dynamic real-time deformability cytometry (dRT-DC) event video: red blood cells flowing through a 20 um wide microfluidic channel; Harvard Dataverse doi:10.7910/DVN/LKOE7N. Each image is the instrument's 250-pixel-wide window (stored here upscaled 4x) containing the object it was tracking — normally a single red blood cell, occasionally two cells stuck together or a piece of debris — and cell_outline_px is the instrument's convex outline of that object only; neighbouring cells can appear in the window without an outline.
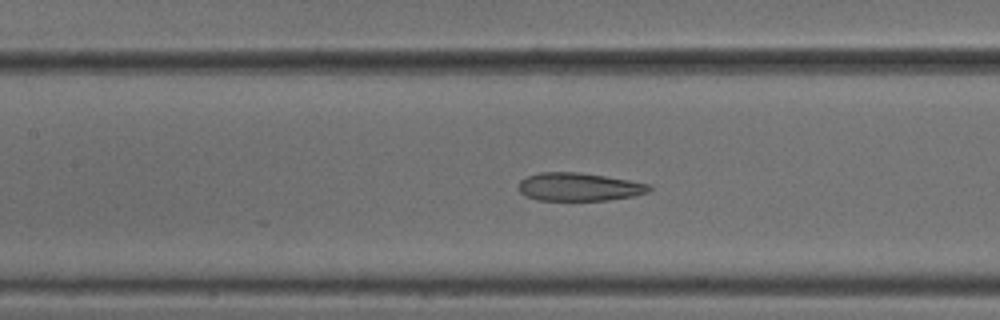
{"species": "common noctule bat (a hibernating species)", "species_latin": "Nyctalus noctula", "temperature_condition": "cold", "stored_images_in_passage": 54, "camera_frame_rate_fps": 3000, "um_per_image_px": 0.085, "animal": {"sex": "male", "body_mass_g": 18.8}, "frame": {"image": 1, "passage_image": 24, "time_ms": 7.667, "image_size_px": [1000, 320], "cell_outline_px": [[652, 188], [648, 192], [632, 196], [608, 200], [540, 200], [524, 196], [520, 192], [520, 180], [528, 176], [540, 172], [576, 172], [604, 176], [652, 184]], "centroid_in_image_um": [49.23, 15.88], "position_along_channel_um": 158.2, "area_um2": 21.27}}
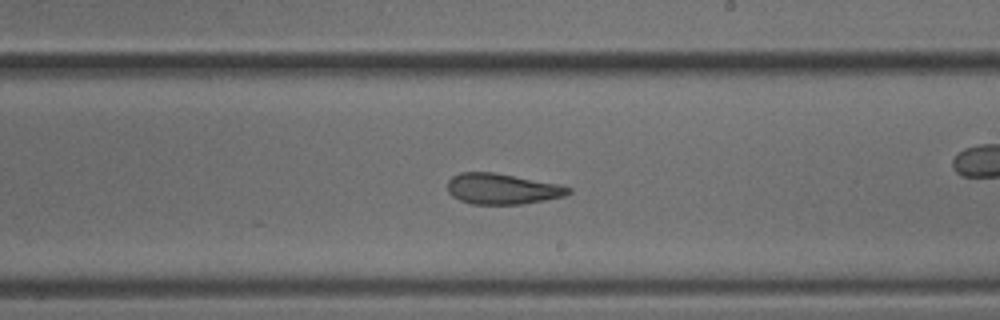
{"frame": {"image": 2, "passage_image": 31, "time_ms": 10.0, "image_size_px": [1000, 320], "cell_outline_px": [[572, 192], [564, 196], [524, 204], [472, 204], [460, 200], [452, 196], [448, 192], [448, 180], [452, 176], [460, 172], [492, 172], [560, 184], [572, 188]], "centroid_in_image_um": [42.69, 16.05], "position_along_channel_um": 246.3, "area_um2": 21.68}, "authors_computed_cell_mechanics": {"area_um2": 24.0448, "velocity_mm_per_s": 3.7827, "shape_relaxation_time_tau1_ms": null, "shape_relaxation_time_tau2_ms": 2.1384, "deformation_change_tau1": null, "deformation_change_tau2": 0.1038}}